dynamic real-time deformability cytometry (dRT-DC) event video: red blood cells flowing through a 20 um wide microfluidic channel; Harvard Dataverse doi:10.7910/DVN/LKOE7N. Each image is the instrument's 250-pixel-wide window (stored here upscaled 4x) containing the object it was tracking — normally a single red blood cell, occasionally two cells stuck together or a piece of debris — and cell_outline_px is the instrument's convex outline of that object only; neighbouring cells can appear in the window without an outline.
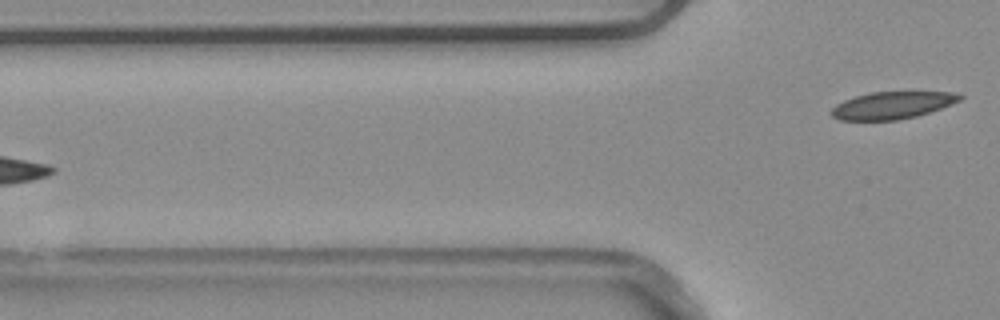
{"species": "common noctule bat (a hibernating species)", "species_latin": "Nyctalus noctula", "temperature_condition": "warm", "stored_images_in_passage": 5, "camera_frame_rate_fps": 3000, "um_per_image_px": 0.085, "animal": {"sex": "male", "body_mass_g": 20.4}, "frame": {"image": 1, "passage_image": 5, "time_ms": 1.333, "image_size_px": [1000, 320], "cell_outline_px": [[964, 96], [960, 100], [940, 108], [916, 116], [896, 120], [840, 120], [832, 116], [832, 108], [836, 104], [844, 100], [856, 96], [872, 92], [948, 92]], "centroid_in_image_um": [75.8, 8.95], "position_along_channel_um": 50.0, "area_um2": 20.0}}